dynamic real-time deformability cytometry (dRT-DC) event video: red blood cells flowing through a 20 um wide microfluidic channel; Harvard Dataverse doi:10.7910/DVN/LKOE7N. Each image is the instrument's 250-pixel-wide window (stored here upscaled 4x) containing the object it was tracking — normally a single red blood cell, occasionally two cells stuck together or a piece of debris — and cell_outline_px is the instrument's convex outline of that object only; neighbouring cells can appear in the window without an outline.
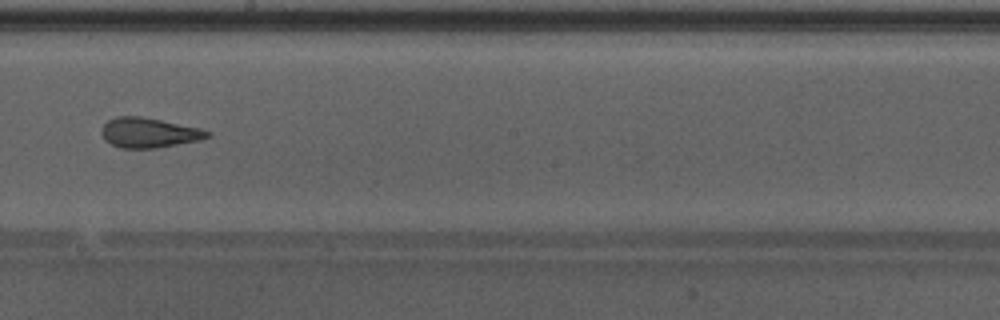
{"species": "Egyptian fruit bat (a non-hibernating species)", "species_latin": "Rousettus aegyptiacus", "temperature_condition": "warm", "stored_images_in_passage": 47, "camera_frame_rate_fps": 3000, "um_per_image_px": 0.085, "animal": {"sex": "male"}, "frame": {"image": 1, "passage_image": 27, "time_ms": 8.667, "image_size_px": [1000, 320], "cell_outline_px": [[212, 136], [200, 140], [156, 148], [120, 148], [104, 140], [100, 132], [100, 128], [108, 120], [116, 116], [140, 116], [200, 128], [212, 132]], "centroid_in_image_um": [12.64, 11.28], "position_along_channel_um": 235.6, "area_um2": 18.55}, "authors_computed_cell_mechanics": {"area_um2": 19.5942, "velocity_mm_per_s": 4.3073, "shape_relaxation_time_tau1_ms": 5.5434, "shape_relaxation_time_tau2_ms": 1.6134, "deformation_change_tau1": 0.1999, "deformation_change_tau2": 0.1102}}